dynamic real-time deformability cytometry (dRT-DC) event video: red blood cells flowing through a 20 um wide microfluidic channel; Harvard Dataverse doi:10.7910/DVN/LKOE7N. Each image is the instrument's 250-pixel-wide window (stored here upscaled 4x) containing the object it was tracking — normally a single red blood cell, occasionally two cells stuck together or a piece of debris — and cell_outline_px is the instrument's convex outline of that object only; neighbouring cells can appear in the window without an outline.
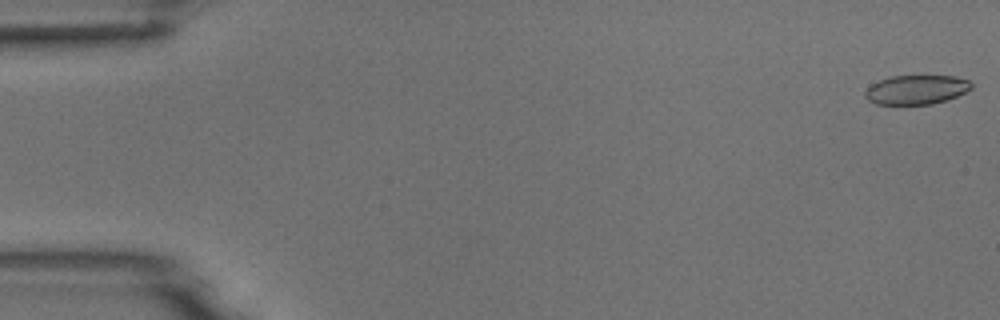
{"species": "common noctule bat (a hibernating species)", "species_latin": "Nyctalus noctula", "temperature_condition": "room temperature", "stored_images_in_passage": 4, "camera_frame_rate_fps": 3000, "um_per_image_px": 0.085, "animal": {"sex": "male", "body_mass_g": 18.8}, "frame": {"image": 1, "passage_image": 1, "time_ms": 0.0, "image_size_px": [1000, 320], "cell_outline_px": [[972, 88], [956, 96], [932, 104], [876, 104], [868, 100], [864, 96], [864, 92], [872, 84], [888, 76], [956, 76], [968, 80], [972, 84]], "centroid_in_image_um": [77.87, 7.62], "position_along_channel_um": 7.1, "area_um2": 17.98}}
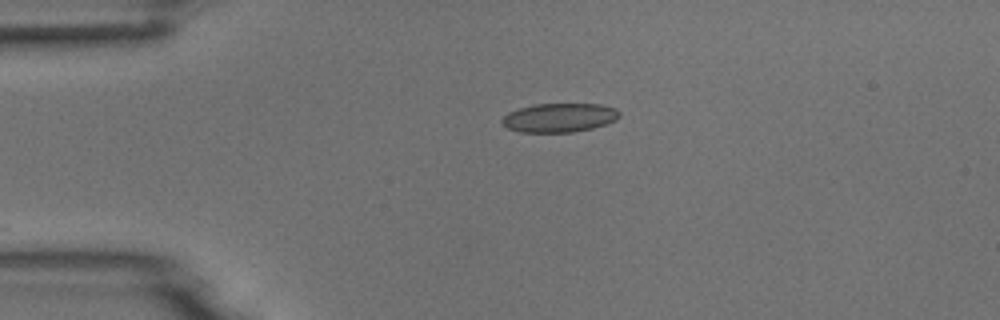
{"frame": {"image": 2, "passage_image": 4, "time_ms": 3.667, "image_size_px": [1000, 320], "cell_outline_px": [[620, 116], [616, 120], [592, 128], [572, 132], [520, 132], [508, 128], [500, 124], [500, 120], [508, 112], [520, 108], [536, 104], [600, 104], [616, 108], [620, 112]], "centroid_in_image_um": [47.53, 10.0], "position_along_channel_um": 37.5, "area_um2": 19.83}}